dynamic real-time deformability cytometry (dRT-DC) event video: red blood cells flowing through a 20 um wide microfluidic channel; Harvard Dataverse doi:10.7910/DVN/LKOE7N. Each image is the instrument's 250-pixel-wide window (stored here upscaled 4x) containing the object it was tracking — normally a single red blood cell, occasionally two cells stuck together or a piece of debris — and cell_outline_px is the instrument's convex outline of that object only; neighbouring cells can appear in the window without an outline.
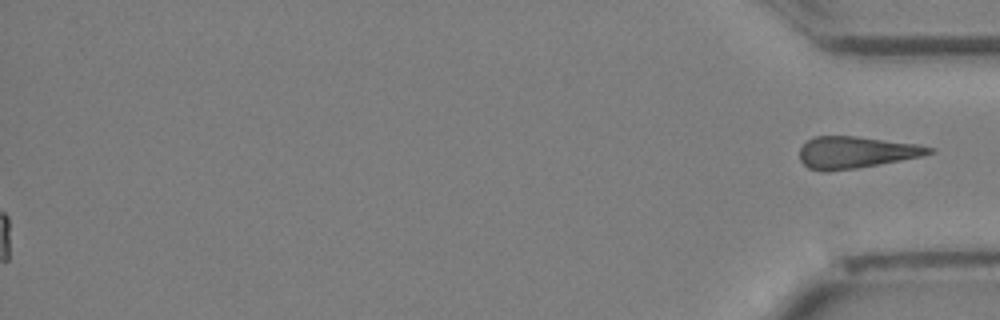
{"species": "Egyptian fruit bat (a non-hibernating species)", "species_latin": "Rousettus aegyptiacus", "temperature_condition": "cold", "stored_images_in_passage": 36, "segment_of_instrument_passage": [2, 2], "camera_frame_rate_fps": 3000, "um_per_image_px": 0.085, "animal": {"sex": "female"}, "frame": {"image": 1, "passage_image": 36, "time_ms": 11.667, "image_size_px": [1000, 320], "cell_outline_px": [[936, 152], [920, 156], [900, 160], [856, 168], [828, 172], [824, 172], [808, 168], [800, 160], [800, 148], [812, 136], [856, 136], [916, 144], [936, 148]], "centroid_in_image_um": [72.73, 12.95], "position_along_channel_um": 362.5, "area_um2": 23.93}}